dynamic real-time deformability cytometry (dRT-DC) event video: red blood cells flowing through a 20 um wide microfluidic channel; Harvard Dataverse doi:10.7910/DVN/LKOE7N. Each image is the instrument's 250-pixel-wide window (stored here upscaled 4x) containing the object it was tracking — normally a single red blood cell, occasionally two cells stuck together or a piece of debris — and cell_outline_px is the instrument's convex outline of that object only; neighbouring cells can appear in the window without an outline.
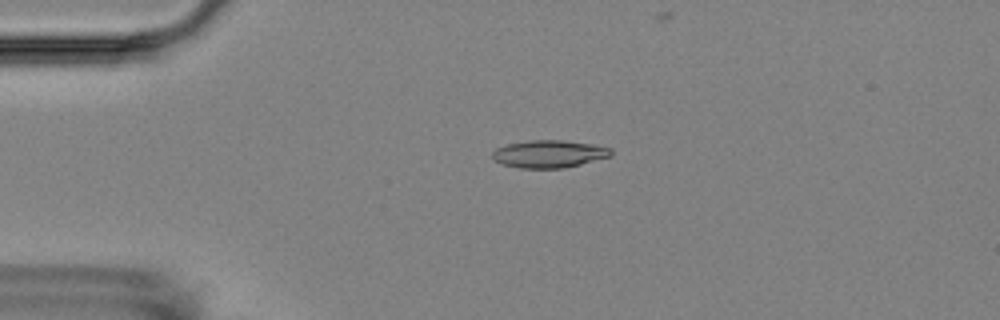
{"species": "Egyptian fruit bat (a non-hibernating species)", "species_latin": "Rousettus aegyptiacus", "temperature_condition": "room temperature", "stored_images_in_passage": 2, "camera_frame_rate_fps": 3000, "um_per_image_px": 0.085, "animal": {"sex": "female"}, "frame": {"image": 1, "passage_image": 1, "time_ms": 0.0, "image_size_px": [1000, 320], "cell_outline_px": [[612, 156], [564, 168], [520, 168], [500, 164], [492, 160], [492, 152], [496, 148], [508, 144], [532, 140], [564, 140], [592, 144], [612, 148]], "centroid_in_image_um": [46.65, 13.09], "position_along_channel_um": 38.3, "area_um2": 19.13}}